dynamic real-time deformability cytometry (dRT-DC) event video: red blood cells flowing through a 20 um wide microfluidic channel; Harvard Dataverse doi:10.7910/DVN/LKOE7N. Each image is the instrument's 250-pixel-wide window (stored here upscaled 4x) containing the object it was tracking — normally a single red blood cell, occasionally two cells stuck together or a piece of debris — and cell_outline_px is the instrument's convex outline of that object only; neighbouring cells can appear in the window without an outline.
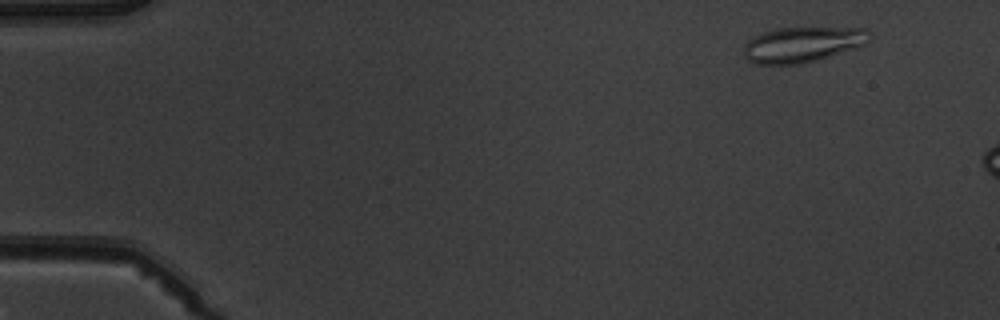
{"species": "common noctule bat (a hibernating species)", "species_latin": "Nyctalus noctula", "temperature_condition": "warm", "stored_images_in_passage": 4, "camera_frame_rate_fps": 3000, "um_per_image_px": 0.085, "animal": {"sex": "male", "body_mass_g": 19.5, "forearm_length_mm": 54.6}, "frame": {"image": 1, "passage_image": 2, "time_ms": 1.333, "image_size_px": [1000, 320], "cell_outline_px": [[872, 36], [864, 44], [816, 60], [800, 64], [752, 64], [744, 56], [744, 44], [752, 36], [764, 32], [780, 28], [864, 28], [872, 32]], "centroid_in_image_um": [68.17, 3.78], "position_along_channel_um": 16.8, "area_um2": 25.72}}